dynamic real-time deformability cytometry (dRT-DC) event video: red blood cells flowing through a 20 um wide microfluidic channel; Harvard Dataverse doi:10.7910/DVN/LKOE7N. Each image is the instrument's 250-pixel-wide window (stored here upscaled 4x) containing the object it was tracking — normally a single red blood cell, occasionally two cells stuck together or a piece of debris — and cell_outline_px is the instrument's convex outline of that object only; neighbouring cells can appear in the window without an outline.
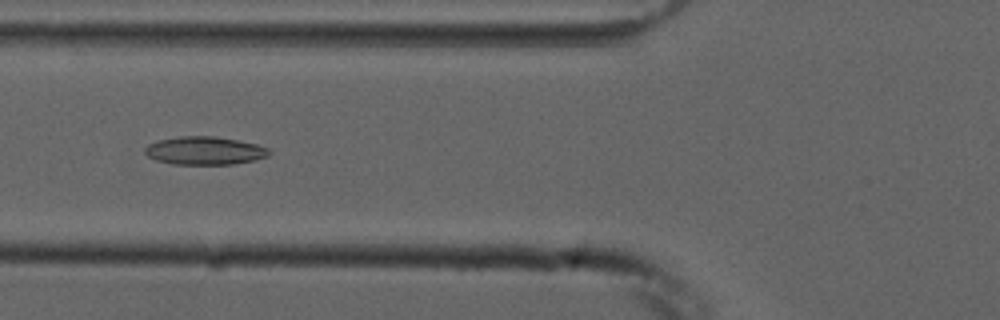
{"species": "common noctule bat (a hibernating species)", "species_latin": "Nyctalus noctula", "temperature_condition": "cold", "stored_images_in_passage": 54, "camera_frame_rate_fps": 3000, "um_per_image_px": 0.085, "animal": {"sex": "male", "forearm_length_mm": 52.5}, "frame": {"image": 1, "passage_image": 20, "time_ms": 6.333, "image_size_px": [1000, 320], "cell_outline_px": [[272, 152], [268, 156], [256, 160], [232, 164], [172, 164], [156, 160], [148, 156], [144, 152], [144, 148], [148, 144], [160, 140], [180, 136], [216, 136], [256, 144], [268, 148]], "centroid_in_image_um": [17.4, 12.81], "position_along_channel_um": 108.4, "area_um2": 20.35}}
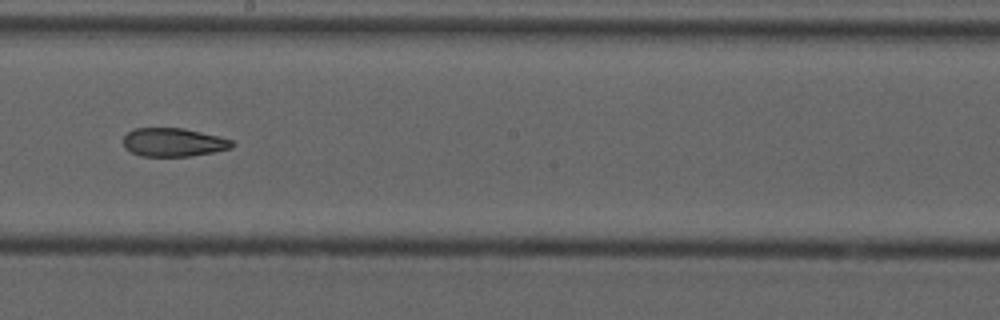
{"frame": {"image": 2, "passage_image": 30, "time_ms": 9.667, "image_size_px": [1000, 320], "cell_outline_px": [[236, 144], [232, 148], [216, 152], [188, 156], [140, 156], [124, 148], [124, 136], [128, 132], [136, 128], [184, 128], [232, 140]], "centroid_in_image_um": [14.75, 12.1], "position_along_channel_um": 233.4, "area_um2": 18.03}}
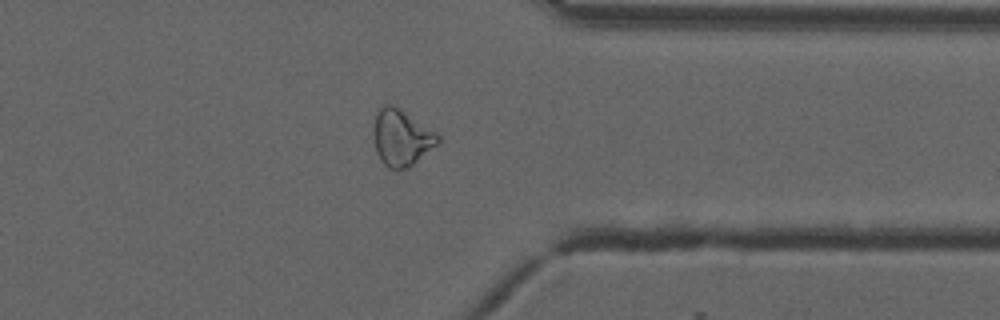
{"frame": {"image": 3, "passage_image": 42, "time_ms": 13.667, "image_size_px": [1000, 320], "cell_outline_px": [[440, 140], [436, 144], [408, 168], [396, 172], [388, 168], [380, 160], [376, 152], [376, 112], [384, 104], [392, 104], [436, 132], [440, 136]], "centroid_in_image_um": [34.13, 11.74], "position_along_channel_um": 377.3, "area_um2": 20.58}, "authors_computed_cell_mechanics": {"area_um2": 20.9525, "velocity_mm_per_s": 3.751, "shape_relaxation_time_tau1_ms": null, "shape_relaxation_time_tau2_ms": 4.4007, "deformation_change_tau1": null, "deformation_change_tau2": 0.1187}}